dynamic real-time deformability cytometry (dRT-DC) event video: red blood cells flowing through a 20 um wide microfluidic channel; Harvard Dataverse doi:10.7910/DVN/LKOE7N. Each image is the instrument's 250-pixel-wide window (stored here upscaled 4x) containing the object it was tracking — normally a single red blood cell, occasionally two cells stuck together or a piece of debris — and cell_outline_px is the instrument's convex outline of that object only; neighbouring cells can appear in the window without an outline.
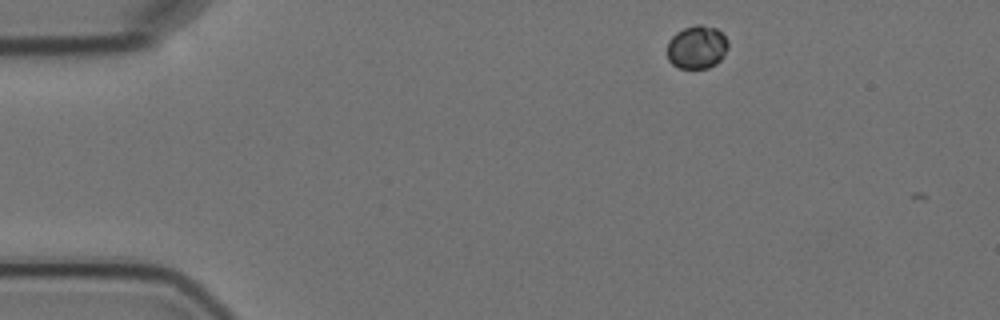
{"species": "Egyptian fruit bat (a non-hibernating species)", "species_latin": "Rousettus aegyptiacus", "temperature_condition": "cold", "stored_images_in_passage": 5, "camera_frame_rate_fps": 3000, "um_per_image_px": 0.085, "animal": {"sex": "female"}, "frame": {"image": 1, "passage_image": 1, "time_ms": 0.0, "image_size_px": [1000, 320], "cell_outline_px": [[728, 48], [724, 56], [716, 64], [708, 68], [680, 68], [672, 64], [668, 60], [668, 40], [676, 32], [684, 28], [696, 24], [700, 24], [716, 28], [728, 40]], "centroid_in_image_um": [59.24, 4.01], "position_along_channel_um": 25.8, "area_um2": 15.43}}
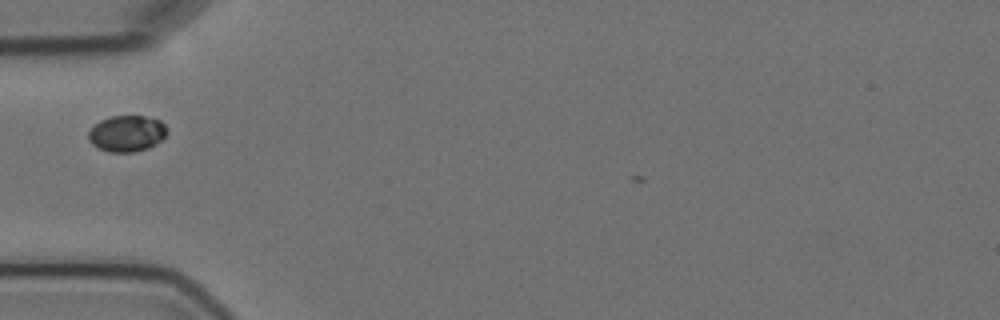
{"frame": {"image": 2, "passage_image": 4, "time_ms": 3.333, "image_size_px": [1000, 320], "cell_outline_px": [[168, 132], [156, 144], [148, 148], [136, 152], [108, 152], [92, 144], [88, 140], [88, 132], [100, 120], [112, 116], [144, 116], [160, 120], [168, 128]], "centroid_in_image_um": [10.79, 11.35], "position_along_channel_um": 74.2, "area_um2": 16.59}}